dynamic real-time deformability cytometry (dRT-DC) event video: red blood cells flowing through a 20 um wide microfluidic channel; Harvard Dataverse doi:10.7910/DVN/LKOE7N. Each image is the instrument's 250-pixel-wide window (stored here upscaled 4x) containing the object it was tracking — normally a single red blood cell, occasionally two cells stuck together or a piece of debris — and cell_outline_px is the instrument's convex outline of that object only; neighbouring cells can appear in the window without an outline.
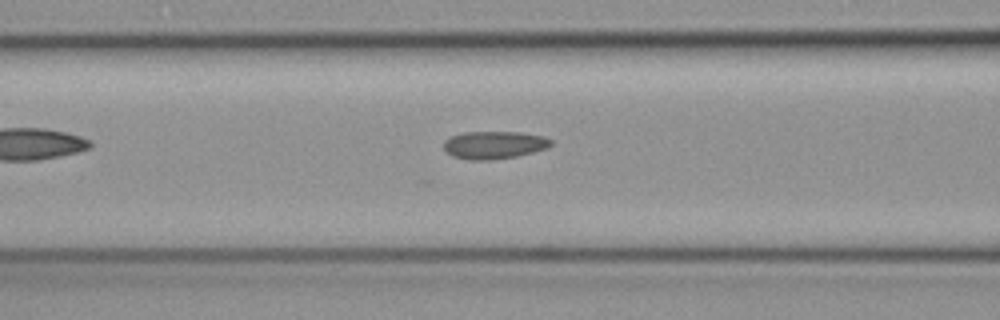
{"species": "common noctule bat (a hibernating species)", "species_latin": "Nyctalus noctula", "temperature_condition": "cold", "stored_images_in_passage": 29, "camera_frame_rate_fps": 3000, "um_per_image_px": 0.085, "animal": {"sex": "female", "body_mass_g": 19.3, "forearm_length_mm": 54.1}, "frame": {"image": 1, "passage_image": 6, "time_ms": 1.667, "image_size_px": [1000, 320], "cell_outline_px": [[552, 144], [548, 148], [516, 156], [488, 160], [468, 160], [452, 156], [444, 148], [444, 140], [452, 136], [464, 132], [520, 132], [544, 136], [552, 140]], "centroid_in_image_um": [42.01, 12.32], "position_along_channel_um": 124.6, "area_um2": 17.28}}
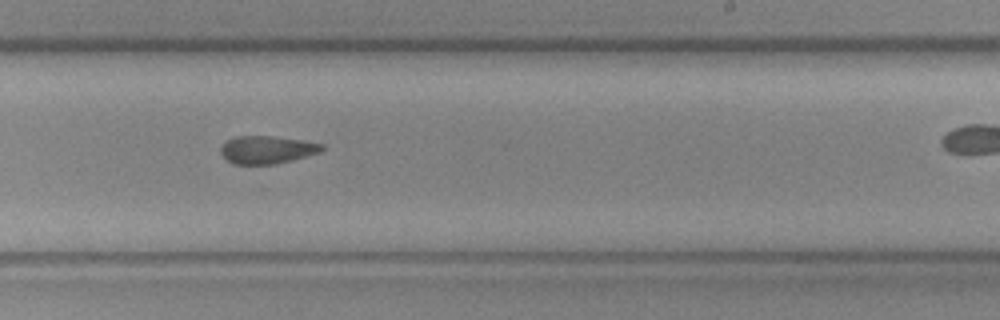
{"frame": {"image": 2, "passage_image": 18, "time_ms": 5.667, "image_size_px": [1000, 320], "cell_outline_px": [[324, 148], [320, 152], [292, 160], [276, 164], [232, 164], [220, 152], [220, 148], [228, 140], [236, 136], [268, 136], [300, 140], [324, 144]], "centroid_in_image_um": [22.69, 12.73], "position_along_channel_um": 266.3, "area_um2": 16.18}}
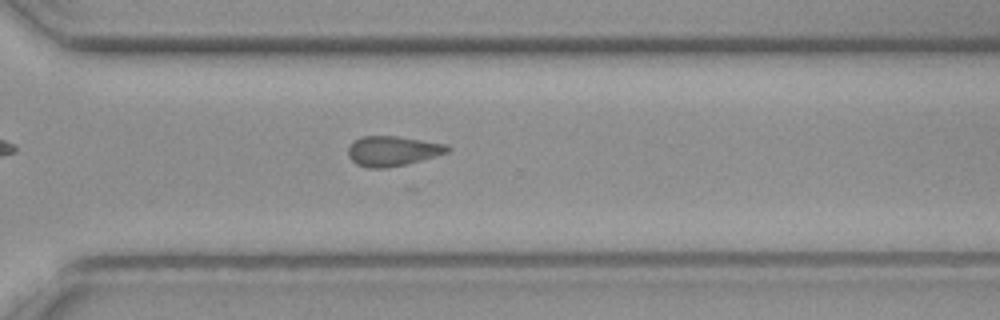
{"frame": {"image": 3, "passage_image": 24, "time_ms": 7.667, "image_size_px": [1000, 320], "cell_outline_px": [[452, 148], [448, 152], [420, 160], [388, 168], [368, 168], [356, 164], [348, 156], [348, 148], [352, 140], [360, 136], [396, 136], [448, 144]], "centroid_in_image_um": [33.34, 12.82], "position_along_channel_um": 337.3, "area_um2": 17.4}}